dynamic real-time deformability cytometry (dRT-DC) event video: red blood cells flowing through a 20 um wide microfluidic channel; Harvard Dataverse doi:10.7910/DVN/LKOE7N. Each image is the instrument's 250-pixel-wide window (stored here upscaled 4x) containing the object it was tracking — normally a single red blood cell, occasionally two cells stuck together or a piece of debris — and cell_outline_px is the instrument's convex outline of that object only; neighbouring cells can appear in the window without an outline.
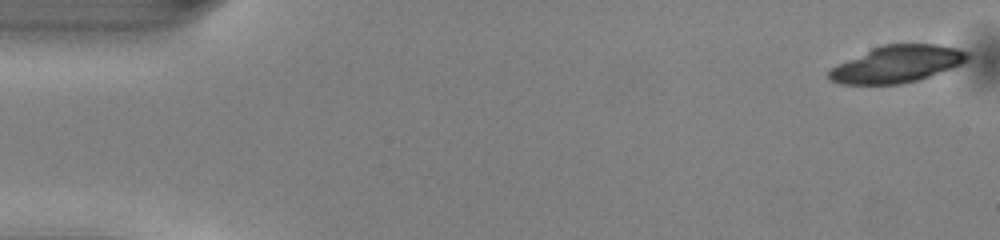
{"species": "common noctule bat (a hibernating species)", "species_latin": "Nyctalus noctula", "temperature_condition": "warm", "stored_images_in_passage": 10, "camera_frame_rate_fps": 3000, "um_per_image_px": 0.085, "animal": {"sex": "male", "body_mass_g": 13.0, "forearm_length_mm": 53.1}, "frame": {"image": 1, "passage_image": 1, "time_ms": 0.0, "image_size_px": [1000, 240], "cell_outline_px": [[968, 60], [952, 68], [916, 80], [900, 84], [840, 84], [828, 80], [828, 72], [832, 68], [872, 48], [884, 44], [936, 44], [956, 48], [968, 52]], "centroid_in_image_um": [76.25, 5.45], "position_along_channel_um": 8.7, "area_um2": 29.36}}